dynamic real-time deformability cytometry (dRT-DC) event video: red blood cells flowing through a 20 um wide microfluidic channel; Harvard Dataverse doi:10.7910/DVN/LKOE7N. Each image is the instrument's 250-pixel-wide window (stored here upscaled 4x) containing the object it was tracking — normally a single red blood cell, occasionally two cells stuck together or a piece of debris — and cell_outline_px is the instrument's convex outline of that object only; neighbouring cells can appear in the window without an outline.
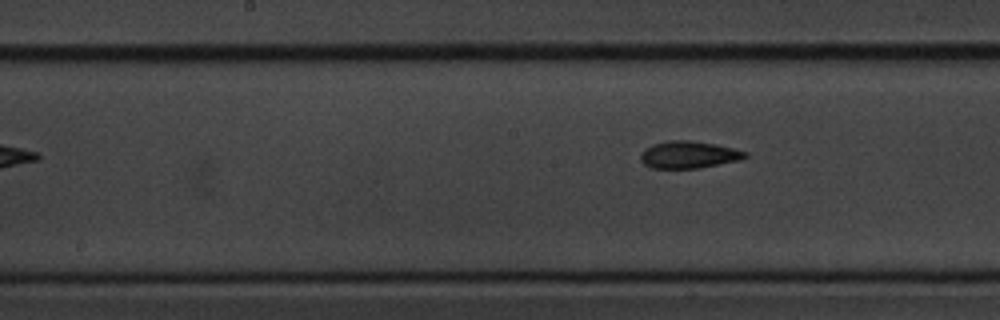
{"species": "common noctule bat (a hibernating species)", "species_latin": "Nyctalus noctula", "temperature_condition": "cold", "stored_images_in_passage": 10, "segment_of_instrument_passage": [2, 2], "camera_frame_rate_fps": 3000, "um_per_image_px": 0.085, "animal": {"sex": "male", "body_mass_g": 20.1, "forearm_length_mm": 53.5}, "frame": {"image": 1, "passage_image": 10, "time_ms": 11.333, "image_size_px": [1000, 320], "cell_outline_px": [[748, 156], [740, 160], [700, 168], [652, 168], [644, 164], [640, 160], [640, 152], [644, 148], [652, 144], [668, 140], [692, 140], [716, 144], [748, 152]], "centroid_in_image_um": [58.52, 13.14], "position_along_channel_um": 189.7, "area_um2": 16.76}}